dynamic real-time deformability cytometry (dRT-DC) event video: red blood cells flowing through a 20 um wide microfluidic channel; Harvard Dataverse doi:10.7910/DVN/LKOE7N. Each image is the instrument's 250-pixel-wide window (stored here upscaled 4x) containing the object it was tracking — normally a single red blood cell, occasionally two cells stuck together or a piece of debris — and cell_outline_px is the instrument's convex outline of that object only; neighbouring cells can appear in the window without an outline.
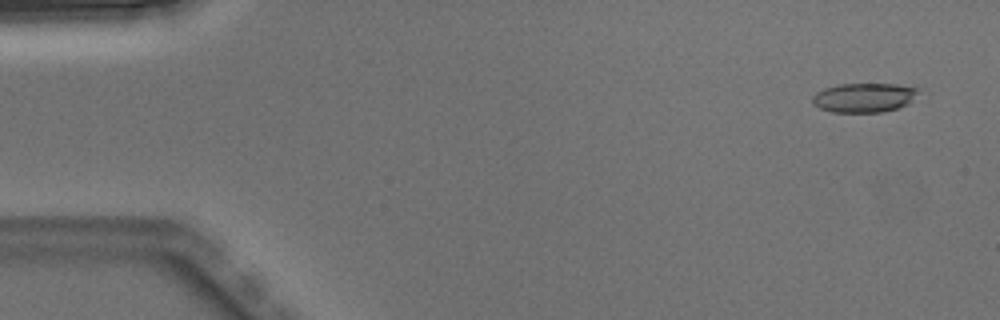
{"species": "Egyptian fruit bat (a non-hibernating species)", "species_latin": "Rousettus aegyptiacus", "temperature_condition": "warm", "stored_images_in_passage": 4, "camera_frame_rate_fps": 3000, "um_per_image_px": 0.085, "animal": {"sex": "male"}, "frame": {"image": 1, "passage_image": 1, "time_ms": 0.0, "image_size_px": [1000, 320], "cell_outline_px": [[920, 88], [900, 108], [884, 112], [832, 112], [820, 108], [812, 104], [812, 96], [816, 92], [824, 88], [840, 84], [896, 84]], "centroid_in_image_um": [73.36, 8.3], "position_along_channel_um": 11.6, "area_um2": 17.86}}
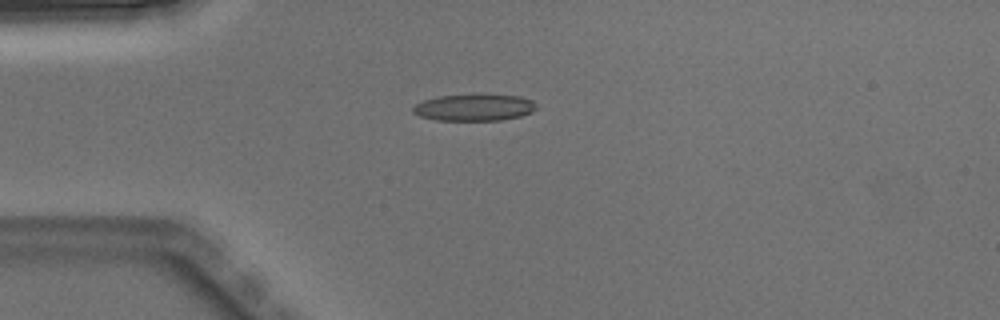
{"frame": {"image": 2, "passage_image": 4, "time_ms": 1.0, "image_size_px": [1000, 320], "cell_outline_px": [[536, 108], [532, 112], [520, 116], [500, 120], [436, 120], [420, 116], [412, 112], [412, 108], [416, 104], [424, 100], [436, 96], [472, 92], [484, 92], [520, 96], [532, 100], [536, 104]], "centroid_in_image_um": [40.31, 9.08], "position_along_channel_um": 44.7, "area_um2": 20.06}}